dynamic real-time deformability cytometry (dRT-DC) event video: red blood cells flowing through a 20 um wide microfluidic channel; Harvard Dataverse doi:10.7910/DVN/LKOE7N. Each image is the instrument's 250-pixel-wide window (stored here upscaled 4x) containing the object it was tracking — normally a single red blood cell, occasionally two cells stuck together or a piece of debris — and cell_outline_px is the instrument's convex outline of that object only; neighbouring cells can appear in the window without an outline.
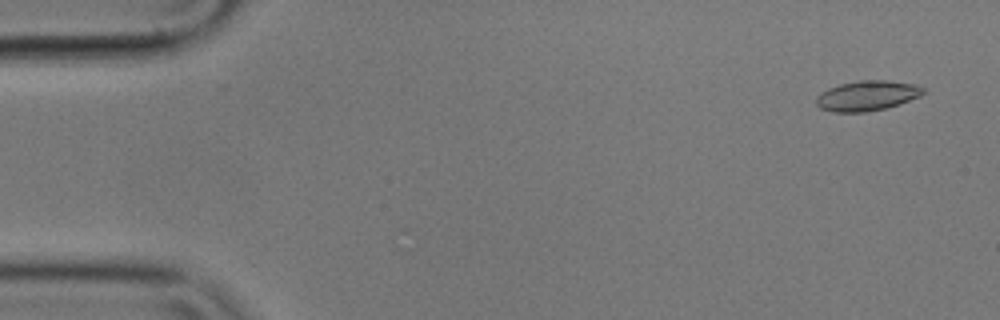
{"species": "common noctule bat (a hibernating species)", "species_latin": "Nyctalus noctula", "temperature_condition": "cold", "stored_images_in_passage": 56, "camera_frame_rate_fps": 3000, "um_per_image_px": 0.085, "animal": {"sex": "male", "body_mass_g": 17.9}, "frame": {"image": 1, "passage_image": 3, "time_ms": 0.667, "image_size_px": [1000, 320], "cell_outline_px": [[924, 92], [920, 96], [888, 108], [868, 112], [832, 112], [820, 108], [816, 104], [816, 96], [820, 92], [828, 88], [840, 84], [860, 80], [884, 80], [912, 84], [924, 88]], "centroid_in_image_um": [73.66, 8.15], "position_along_channel_um": 11.3, "area_um2": 18.79}}
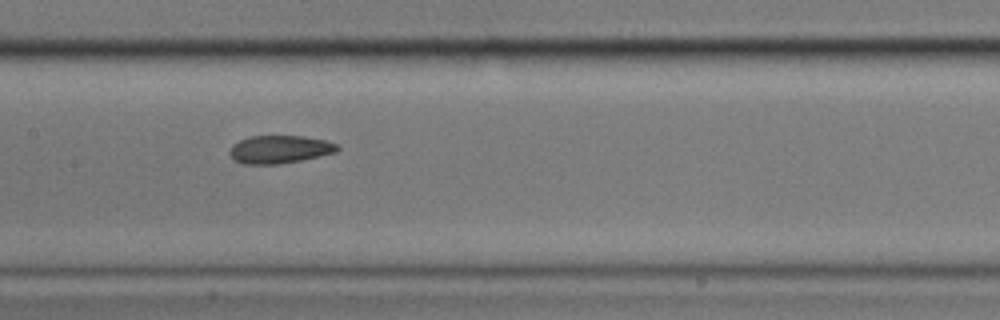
{"frame": {"image": 2, "passage_image": 27, "time_ms": 8.667, "image_size_px": [1000, 320], "cell_outline_px": [[340, 148], [336, 152], [320, 156], [300, 160], [276, 164], [244, 164], [232, 160], [228, 152], [232, 144], [240, 140], [252, 136], [304, 136], [324, 140], [336, 144]], "centroid_in_image_um": [23.72, 12.7], "position_along_channel_um": 183.7, "area_um2": 17.51}}
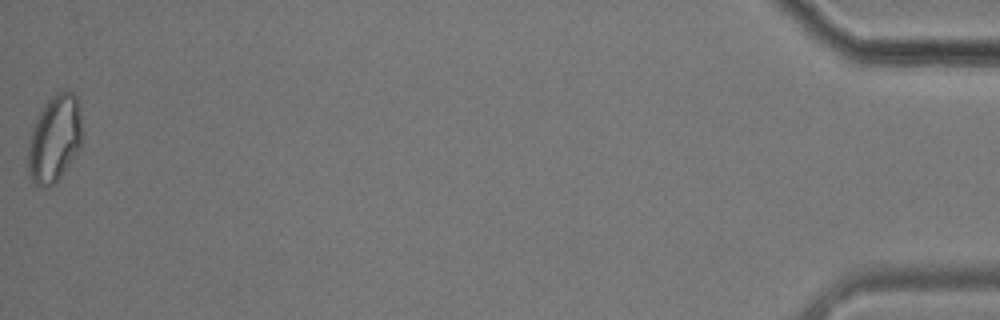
{"frame": {"image": 3, "passage_image": 56, "time_ms": 18.333, "image_size_px": [1000, 320], "cell_outline_px": [[84, 136], [80, 148], [60, 176], [48, 188], [44, 188], [36, 184], [28, 176], [28, 140], [32, 128], [44, 104], [56, 92], [72, 92], [76, 96]], "centroid_in_image_um": [4.63, 11.8], "position_along_channel_um": 430.6, "area_um2": 27.4}, "authors_computed_cell_mechanics": {"area_um2": 18.6983, "velocity_mm_per_s": 3.5586, "shape_relaxation_time_tau1_ms": null, "shape_relaxation_time_tau2_ms": 1.2845, "deformation_change_tau1": null, "deformation_change_tau2": 0.0602}}